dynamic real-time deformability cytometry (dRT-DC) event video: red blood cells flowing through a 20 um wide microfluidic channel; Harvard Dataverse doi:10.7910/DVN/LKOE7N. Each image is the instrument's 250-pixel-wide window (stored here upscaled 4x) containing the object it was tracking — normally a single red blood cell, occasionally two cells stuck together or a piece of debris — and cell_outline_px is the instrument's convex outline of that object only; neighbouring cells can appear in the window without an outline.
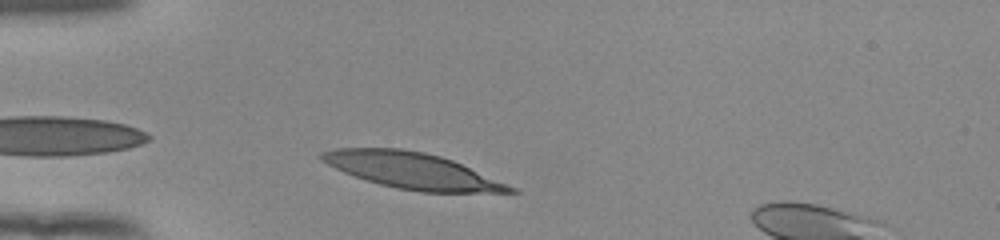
{"species": "human", "species_latin": "Homo sapiens", "temperature_condition": "room temperature", "stored_images_in_passage": 31, "camera_frame_rate_fps": 3000, "um_per_image_px": 0.085, "donor": {"sex": "female"}, "frame": {"image": 1, "passage_image": 2, "time_ms": 0.333, "image_size_px": [1000, 240], "cell_outline_px": [[520, 192], [420, 192], [396, 188], [380, 184], [344, 172], [320, 160], [316, 156], [320, 152], [336, 148], [400, 148], [424, 152], [440, 156], [452, 160], [516, 188]], "centroid_in_image_um": [34.99, 14.49], "position_along_channel_um": 50.0, "area_um2": 39.13}}
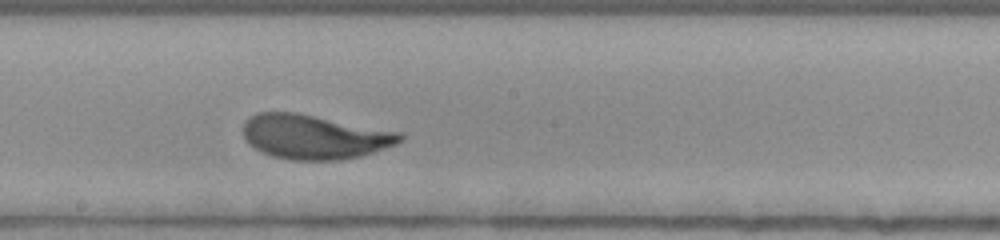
{"frame": {"image": 2, "passage_image": 17, "time_ms": 5.333, "image_size_px": [1000, 240], "cell_outline_px": [[404, 140], [396, 144], [360, 156], [340, 160], [292, 160], [272, 156], [248, 144], [244, 136], [244, 124], [256, 112], [296, 112], [400, 132], [404, 136]], "centroid_in_image_um": [26.73, 11.63], "position_along_channel_um": 221.5, "area_um2": 40.29}}
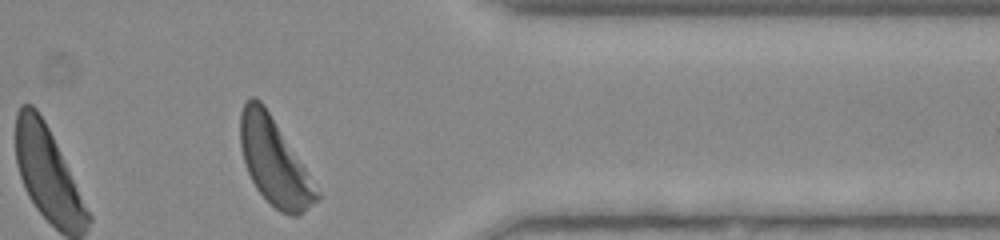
{"frame": {"image": 3, "passage_image": 31, "time_ms": 10.0, "image_size_px": [1000, 240], "cell_outline_px": [[320, 200], [296, 216], [288, 216], [280, 212], [256, 188], [248, 172], [240, 148], [240, 112], [244, 104], [252, 96], [256, 96], [264, 104], [320, 192]], "centroid_in_image_um": [23.31, 13.75], "position_along_channel_um": 388.1, "area_um2": 37.92}, "authors_computed_cell_mechanics": {"area_um2": 40.171, "velocity_mm_per_s": 3.8155, "shape_relaxation_time_tau1_ms": 2.4127, "shape_relaxation_time_tau2_ms": null, "deformation_change_tau1": 0.1877, "deformation_change_tau2": null}}